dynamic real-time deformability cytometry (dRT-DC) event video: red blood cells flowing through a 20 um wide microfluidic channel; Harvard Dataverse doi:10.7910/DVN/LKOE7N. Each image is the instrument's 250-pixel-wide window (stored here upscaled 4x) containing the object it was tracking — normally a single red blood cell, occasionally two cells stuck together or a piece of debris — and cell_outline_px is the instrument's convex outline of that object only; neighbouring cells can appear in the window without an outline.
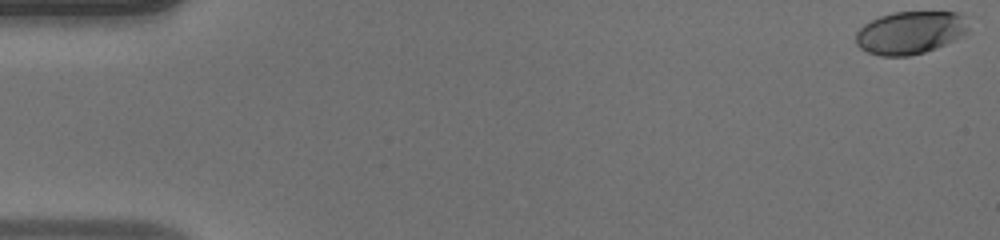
{"species": "human", "species_latin": "Homo sapiens", "temperature_condition": "warm", "stored_images_in_passage": 49, "camera_frame_rate_fps": 3000, "um_per_image_px": 0.085, "donor": {"sex": "male"}, "frame": {"image": 1, "passage_image": 1, "time_ms": 0.0, "image_size_px": [1000, 240], "cell_outline_px": [[968, 28], [964, 32], [952, 40], [936, 48], [924, 52], [908, 56], [880, 56], [868, 52], [860, 48], [856, 44], [856, 32], [864, 24], [880, 16], [892, 12], [956, 12], [964, 16]], "centroid_in_image_um": [77.31, 2.77], "position_along_channel_um": 7.7, "area_um2": 27.74}}
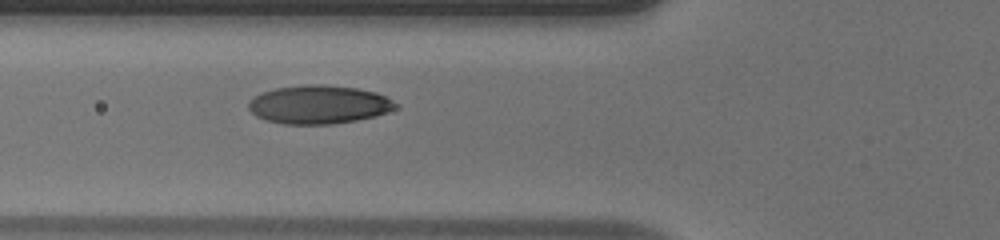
{"frame": {"image": 2, "passage_image": 19, "time_ms": 6.0, "image_size_px": [1000, 240], "cell_outline_px": [[396, 108], [388, 112], [376, 116], [356, 120], [332, 124], [284, 124], [268, 120], [256, 116], [248, 108], [248, 100], [252, 96], [260, 92], [276, 88], [308, 84], [324, 84], [356, 88], [376, 92], [392, 100], [396, 104]], "centroid_in_image_um": [27.07, 8.88], "position_along_channel_um": 98.7, "area_um2": 33.06}}
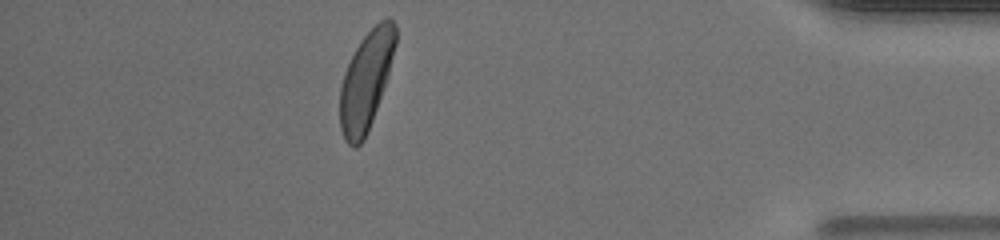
{"frame": {"image": 3, "passage_image": 44, "time_ms": 14.333, "image_size_px": [1000, 240], "cell_outline_px": [[396, 44], [388, 76], [368, 132], [364, 140], [356, 148], [352, 148], [348, 144], [340, 128], [340, 88], [344, 72], [360, 40], [380, 20], [388, 16], [396, 24]], "centroid_in_image_um": [31.12, 6.86], "position_along_channel_um": 404.1, "area_um2": 31.79}, "authors_computed_cell_mechanics": {"area_um2": 31.3854, "velocity_mm_per_s": 4.189, "shape_relaxation_time_tau1_ms": 1.7023, "shape_relaxation_time_tau2_ms": null, "deformation_change_tau1": 0.1248, "deformation_change_tau2": null}}